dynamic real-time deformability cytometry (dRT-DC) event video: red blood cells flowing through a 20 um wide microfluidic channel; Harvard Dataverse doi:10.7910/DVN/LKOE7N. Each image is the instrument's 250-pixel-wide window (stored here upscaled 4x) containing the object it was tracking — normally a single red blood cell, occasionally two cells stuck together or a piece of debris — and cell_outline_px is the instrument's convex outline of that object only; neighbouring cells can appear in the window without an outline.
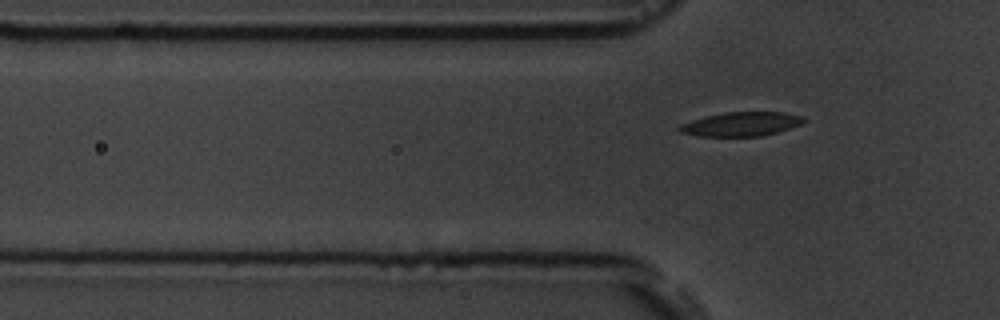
{"species": "common noctule bat (a hibernating species)", "species_latin": "Nyctalus noctula", "temperature_condition": "room temperature", "stored_images_in_passage": 4, "camera_frame_rate_fps": 3000, "um_per_image_px": 0.085, "animal": {"sex": "male", "body_mass_g": 19.5, "forearm_length_mm": 54.6}, "frame": {"image": 1, "passage_image": 4, "time_ms": 3.333, "image_size_px": [1000, 320], "cell_outline_px": [[808, 120], [800, 124], [776, 132], [760, 136], [700, 136], [680, 132], [676, 128], [680, 124], [704, 116], [724, 112], [784, 112], [804, 116]], "centroid_in_image_um": [62.99, 10.53], "position_along_channel_um": 62.8, "area_um2": 17.46}}